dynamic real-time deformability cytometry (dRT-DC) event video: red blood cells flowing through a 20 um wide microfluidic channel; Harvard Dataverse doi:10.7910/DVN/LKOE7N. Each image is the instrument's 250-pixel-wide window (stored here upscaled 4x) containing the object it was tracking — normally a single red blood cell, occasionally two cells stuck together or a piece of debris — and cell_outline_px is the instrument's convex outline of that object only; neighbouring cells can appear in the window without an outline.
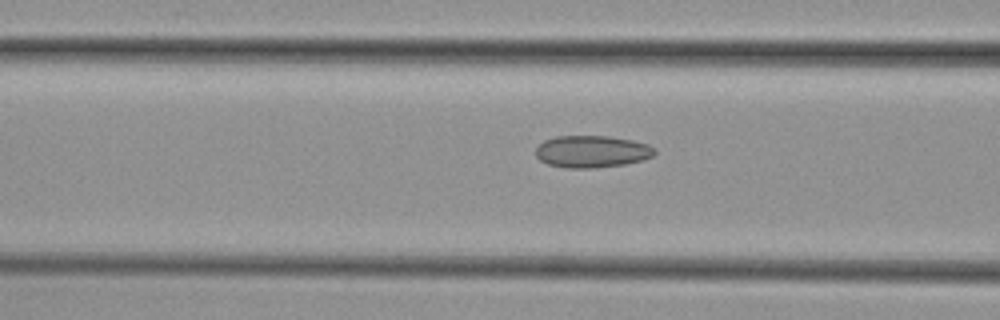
{"species": "common noctule bat (a hibernating species)", "species_latin": "Nyctalus noctula", "temperature_condition": "cold", "stored_images_in_passage": 23, "camera_frame_rate_fps": 3000, "um_per_image_px": 0.085, "animal": {"sex": "female", "body_mass_g": 29.2, "forearm_length_mm": 56.3}, "frame": {"image": 1, "passage_image": 17, "time_ms": 5.333, "image_size_px": [1000, 320], "cell_outline_px": [[656, 152], [652, 156], [644, 160], [624, 164], [596, 168], [564, 168], [548, 164], [540, 160], [536, 156], [536, 148], [544, 140], [556, 136], [608, 136], [632, 140], [648, 144]], "centroid_in_image_um": [50.29, 12.88], "position_along_channel_um": 116.3, "area_um2": 22.25}}
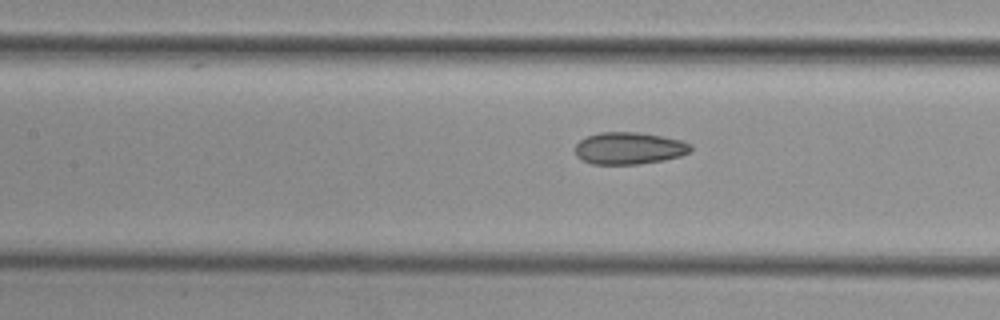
{"frame": {"image": 2, "passage_image": 20, "time_ms": 6.333, "image_size_px": [1000, 320], "cell_outline_px": [[692, 148], [688, 152], [680, 156], [664, 160], [640, 164], [592, 164], [580, 160], [576, 156], [576, 144], [580, 140], [588, 136], [600, 132], [640, 132], [680, 140], [692, 144]], "centroid_in_image_um": [53.46, 12.6], "position_along_channel_um": 153.9, "area_um2": 21.62}}